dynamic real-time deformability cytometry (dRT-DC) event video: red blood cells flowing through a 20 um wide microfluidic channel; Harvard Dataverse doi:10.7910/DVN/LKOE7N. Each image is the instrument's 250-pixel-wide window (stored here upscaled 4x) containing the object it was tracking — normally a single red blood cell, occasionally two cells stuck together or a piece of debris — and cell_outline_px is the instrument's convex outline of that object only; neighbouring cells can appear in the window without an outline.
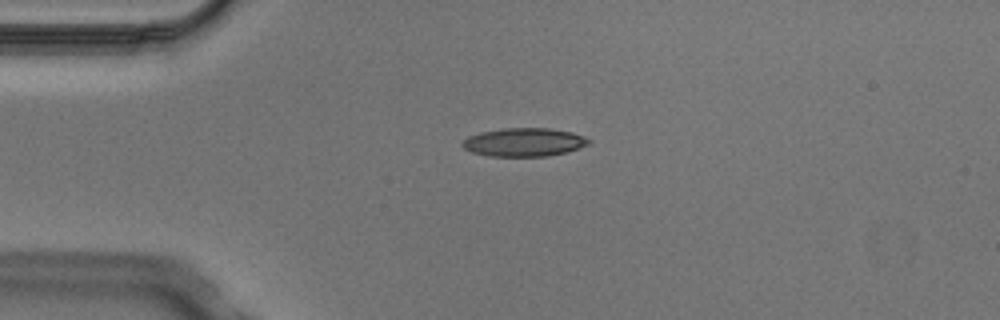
{"species": "Egyptian fruit bat (a non-hibernating species)", "species_latin": "Rousettus aegyptiacus", "temperature_condition": "cold", "stored_images_in_passage": 5, "camera_frame_rate_fps": 3000, "um_per_image_px": 0.085, "animal": {"sex": "male"}, "frame": {"image": 1, "passage_image": 1, "time_ms": 0.0, "image_size_px": [1000, 320], "cell_outline_px": [[592, 140], [588, 144], [564, 152], [548, 156], [488, 156], [472, 152], [464, 148], [460, 144], [468, 136], [480, 132], [504, 128], [548, 128], [572, 132], [584, 136]], "centroid_in_image_um": [44.51, 12.08], "position_along_channel_um": 40.5, "area_um2": 20.81}}
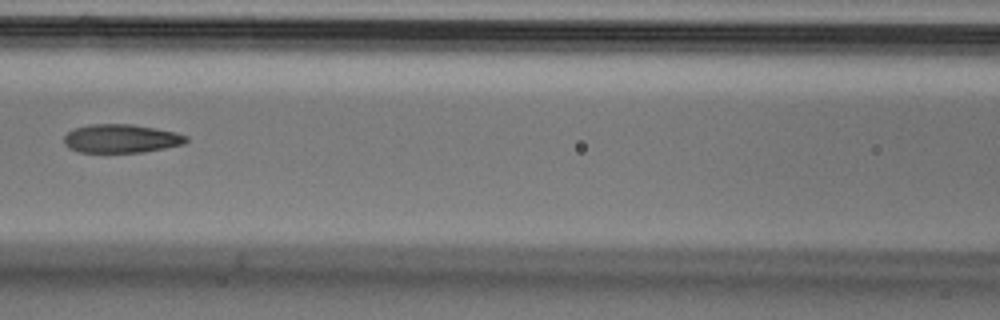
{"frame": {"image": 2, "passage_image": 4, "time_ms": 1.0, "image_size_px": [1000, 320], "cell_outline_px": [[188, 140], [184, 144], [144, 152], [80, 152], [68, 148], [64, 144], [64, 136], [68, 132], [76, 128], [88, 124], [132, 124], [156, 128], [176, 132], [188, 136]], "centroid_in_image_um": [10.31, 11.77], "position_along_channel_um": 156.3, "area_um2": 20.4}}
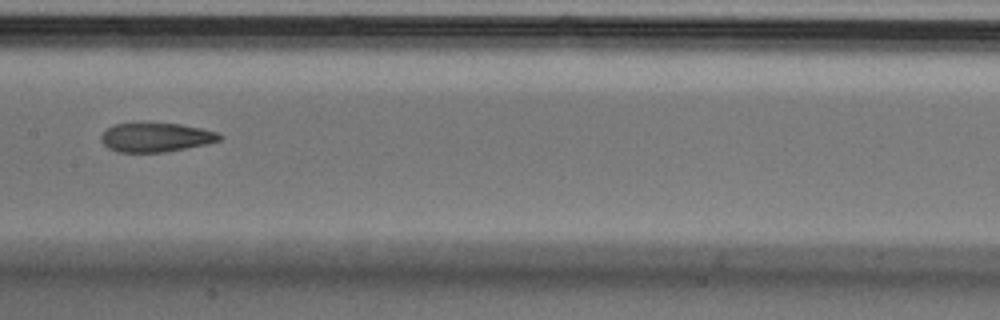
{"frame": {"image": 3, "passage_image": 5, "time_ms": 1.333, "image_size_px": [1000, 320], "cell_outline_px": [[224, 136], [220, 140], [208, 144], [164, 152], [116, 152], [108, 148], [100, 140], [100, 136], [108, 128], [116, 124], [180, 124], [200, 128], [216, 132]], "centroid_in_image_um": [13.26, 11.69], "position_along_channel_um": 194.1, "area_um2": 19.83}}